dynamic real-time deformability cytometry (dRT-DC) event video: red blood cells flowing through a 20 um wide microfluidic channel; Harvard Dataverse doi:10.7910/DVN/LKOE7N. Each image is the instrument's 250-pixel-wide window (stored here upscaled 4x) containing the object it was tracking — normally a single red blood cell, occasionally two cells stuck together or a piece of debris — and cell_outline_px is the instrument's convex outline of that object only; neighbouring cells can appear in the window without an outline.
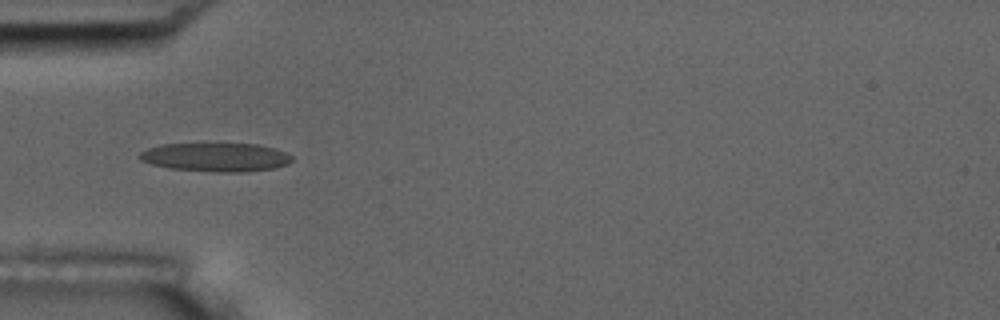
{"species": "common noctule bat (a hibernating species)", "species_latin": "Nyctalus noctula", "temperature_condition": "room temperature", "stored_images_in_passage": 15, "camera_frame_rate_fps": 3000, "um_per_image_px": 0.085, "animal": {"sex": "male", "body_mass_g": 17.5, "forearm_length_mm": 52.3}, "frame": {"image": 1, "passage_image": 5, "time_ms": 5.333, "image_size_px": [1000, 320], "cell_outline_px": [[292, 160], [288, 164], [276, 168], [240, 172], [216, 172], [168, 168], [152, 164], [140, 160], [136, 156], [140, 152], [148, 148], [160, 144], [260, 144], [276, 148], [292, 156]], "centroid_in_image_um": [18.33, 13.36], "position_along_channel_um": 66.7, "area_um2": 25.61}}
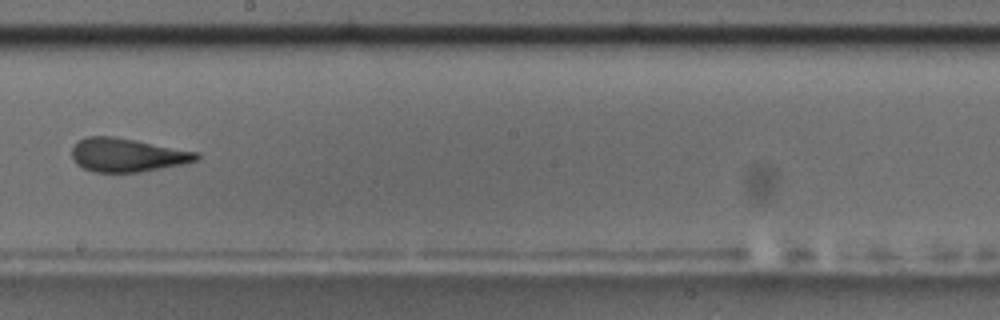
{"frame": {"image": 2, "passage_image": 9, "time_ms": 10.0, "image_size_px": [1000, 320], "cell_outline_px": [[200, 156], [196, 160], [184, 164], [140, 172], [92, 172], [76, 164], [72, 160], [72, 148], [80, 140], [88, 136], [112, 136], [136, 140], [200, 152]], "centroid_in_image_um": [10.82, 13.18], "position_along_channel_um": 237.4, "area_um2": 24.45}, "authors_computed_cell_mechanics": {"area_um2": 24.276, "velocity_mm_per_s": 3.6727, "shape_relaxation_time_tau1_ms": 11.248, "shape_relaxation_time_tau2_ms": 1.5937, "deformation_change_tau1": 0.2833, "deformation_change_tau2": 0.0791}}